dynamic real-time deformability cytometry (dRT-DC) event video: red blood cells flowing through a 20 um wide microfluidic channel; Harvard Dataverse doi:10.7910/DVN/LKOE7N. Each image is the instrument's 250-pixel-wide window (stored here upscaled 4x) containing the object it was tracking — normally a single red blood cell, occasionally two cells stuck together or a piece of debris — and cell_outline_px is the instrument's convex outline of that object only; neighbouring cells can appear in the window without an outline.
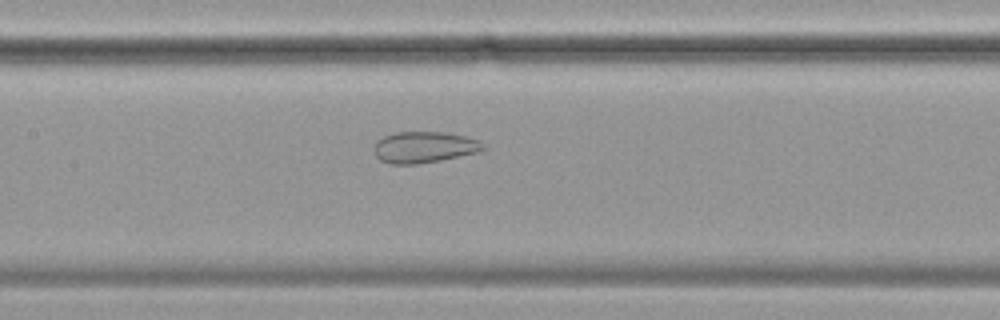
{"species": "common noctule bat (a hibernating species)", "species_latin": "Nyctalus noctula", "temperature_condition": "cold", "stored_images_in_passage": 44, "camera_frame_rate_fps": 3000, "um_per_image_px": 0.085, "animal": {"sex": "female", "body_mass_g": 19.9}, "frame": {"image": 1, "passage_image": 14, "time_ms": 4.333, "image_size_px": [1000, 320], "cell_outline_px": [[484, 148], [480, 152], [440, 160], [416, 164], [392, 164], [380, 160], [376, 156], [376, 140], [384, 136], [396, 132], [444, 132], [464, 136], [476, 140], [484, 144]], "centroid_in_image_um": [36.05, 12.51], "position_along_channel_um": 171.3, "area_um2": 19.65}}
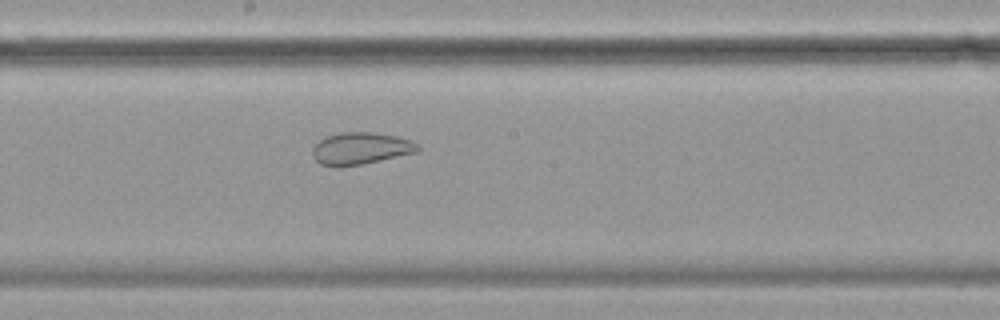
{"frame": {"image": 2, "passage_image": 18, "time_ms": 5.667, "image_size_px": [1000, 320], "cell_outline_px": [[420, 148], [416, 152], [364, 164], [320, 164], [312, 156], [312, 148], [320, 140], [328, 136], [340, 132], [372, 132], [396, 136], [412, 140], [420, 144]], "centroid_in_image_um": [30.71, 12.58], "position_along_channel_um": 217.5, "area_um2": 19.25}}
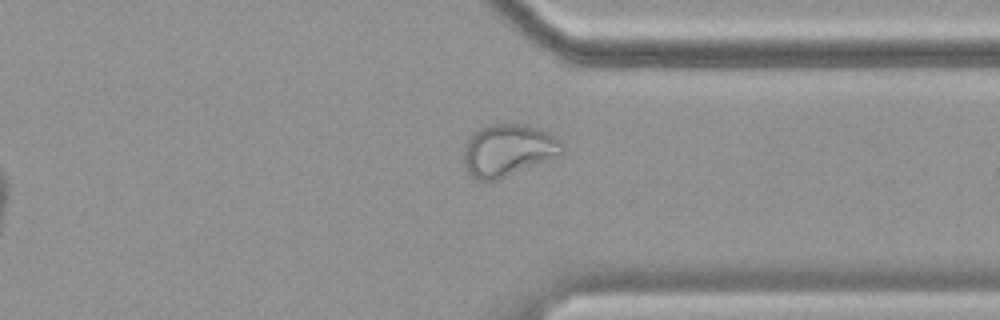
{"frame": {"image": 3, "passage_image": 31, "time_ms": 10.0, "image_size_px": [1000, 320], "cell_outline_px": [[564, 152], [560, 156], [496, 180], [476, 180], [464, 168], [464, 144], [476, 132], [492, 124], [524, 124], [536, 128], [560, 140], [564, 144]], "centroid_in_image_um": [43.2, 12.79], "position_along_channel_um": 368.2, "area_um2": 29.54}, "authors_computed_cell_mechanics": {"area_um2": 24.9985, "velocity_mm_per_s": 3.4965, "shape_relaxation_time_tau1_ms": null, "shape_relaxation_time_tau2_ms": 1.2778, "deformation_change_tau1": null, "deformation_change_tau2": 0.0696}}